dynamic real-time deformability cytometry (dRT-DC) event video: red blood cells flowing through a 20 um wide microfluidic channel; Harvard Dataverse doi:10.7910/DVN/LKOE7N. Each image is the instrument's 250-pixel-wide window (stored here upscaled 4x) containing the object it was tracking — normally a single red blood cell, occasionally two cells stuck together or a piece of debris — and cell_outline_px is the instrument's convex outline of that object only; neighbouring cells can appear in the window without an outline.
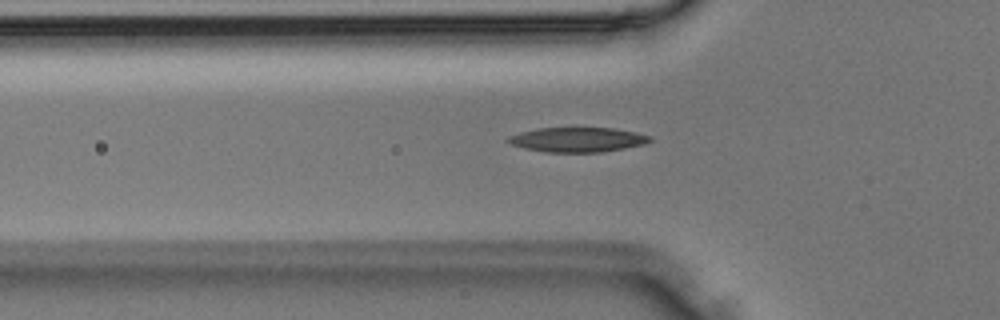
{"species": "Egyptian fruit bat (a non-hibernating species)", "species_latin": "Rousettus aegyptiacus", "temperature_condition": "room temperature", "stored_images_in_passage": 28, "camera_frame_rate_fps": 3000, "um_per_image_px": 0.085, "animal": {"sex": "male"}, "frame": {"image": 1, "passage_image": 3, "time_ms": 0.667, "image_size_px": [1000, 320], "cell_outline_px": [[652, 140], [644, 144], [624, 148], [600, 152], [544, 152], [524, 148], [512, 144], [504, 140], [508, 136], [520, 132], [540, 128], [612, 128], [636, 132], [652, 136]], "centroid_in_image_um": [49.08, 11.87], "position_along_channel_um": 76.7, "area_um2": 20.35}}
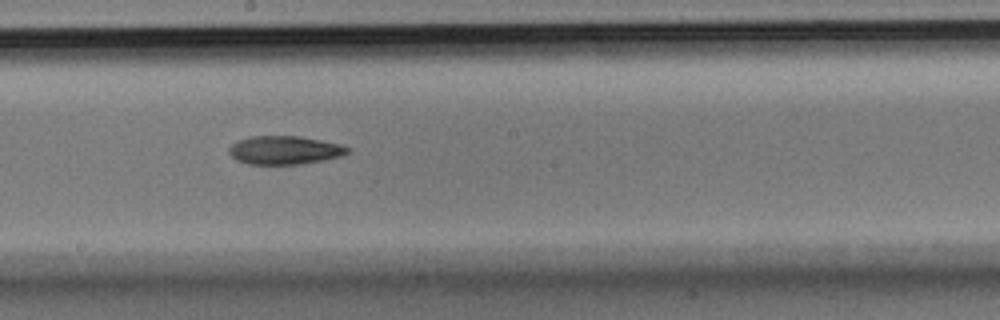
{"frame": {"image": 2, "passage_image": 11, "time_ms": 3.333, "image_size_px": [1000, 320], "cell_outline_px": [[348, 152], [340, 156], [300, 164], [248, 164], [236, 160], [228, 152], [228, 148], [236, 140], [248, 136], [300, 136], [340, 144], [348, 148]], "centroid_in_image_um": [24.11, 12.75], "position_along_channel_um": 224.1, "area_um2": 19.54}}
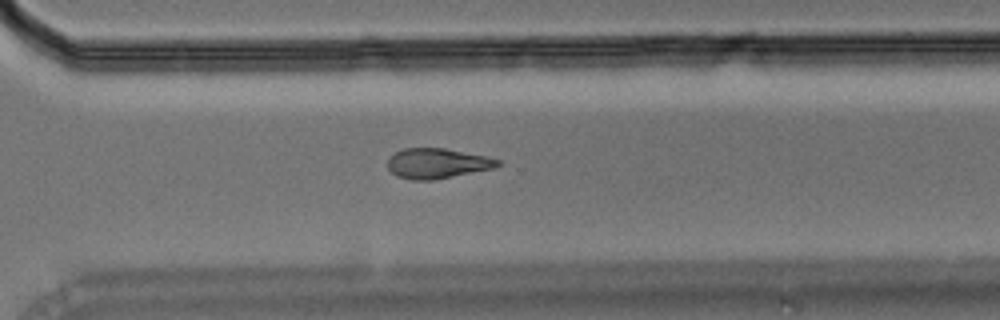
{"frame": {"image": 3, "passage_image": 17, "time_ms": 5.333, "image_size_px": [1000, 320], "cell_outline_px": [[500, 164], [492, 168], [432, 180], [412, 180], [396, 176], [388, 168], [388, 156], [404, 148], [444, 148], [488, 156], [500, 160]], "centroid_in_image_um": [37.13, 13.88], "position_along_channel_um": 333.5, "area_um2": 19.19}}